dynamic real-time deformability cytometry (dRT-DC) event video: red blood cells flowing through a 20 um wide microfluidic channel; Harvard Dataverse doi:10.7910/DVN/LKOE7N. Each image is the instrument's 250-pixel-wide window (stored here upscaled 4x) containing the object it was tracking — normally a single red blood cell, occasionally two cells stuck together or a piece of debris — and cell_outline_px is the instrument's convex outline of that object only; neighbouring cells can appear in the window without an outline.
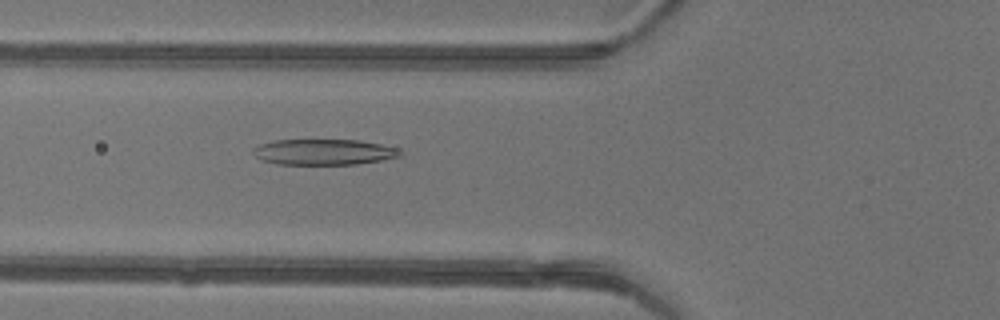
{"species": "common noctule bat (a hibernating species)", "species_latin": "Nyctalus noctula", "temperature_condition": "warm", "stored_images_in_passage": 47, "camera_frame_rate_fps": 3000, "um_per_image_px": 0.085, "animal": {"sex": "female"}, "frame": {"image": 1, "passage_image": 18, "time_ms": 5.667, "image_size_px": [1000, 320], "cell_outline_px": [[404, 152], [400, 156], [380, 160], [356, 164], [276, 164], [260, 160], [252, 152], [252, 148], [260, 144], [276, 140], [360, 140], [380, 144], [396, 148]], "centroid_in_image_um": [27.49, 12.92], "position_along_channel_um": 98.3, "area_um2": 22.02}}
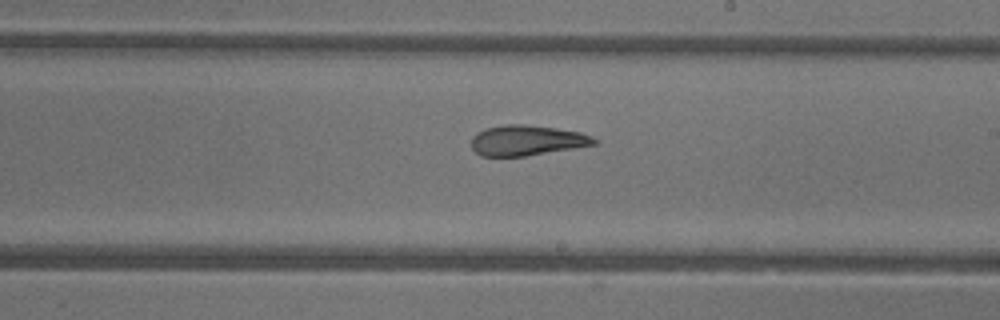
{"frame": {"image": 2, "passage_image": 28, "time_ms": 9.0, "image_size_px": [1000, 320], "cell_outline_px": [[596, 144], [524, 156], [480, 156], [472, 148], [472, 136], [476, 132], [484, 128], [504, 124], [524, 124], [556, 128], [580, 132], [592, 136], [596, 140]], "centroid_in_image_um": [44.73, 11.92], "position_along_channel_um": 244.3, "area_um2": 21.62}}
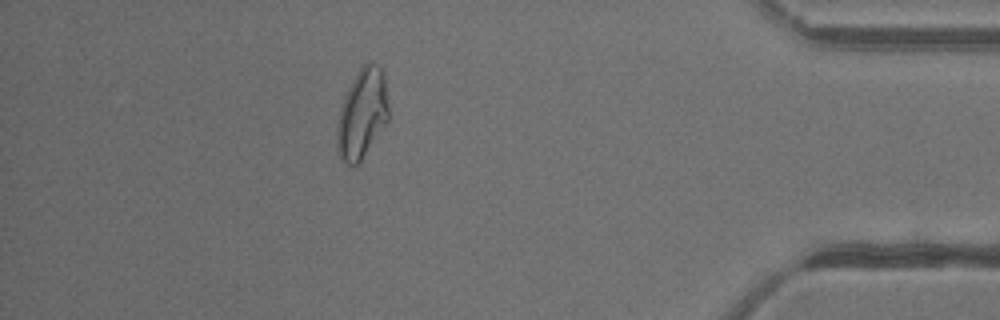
{"frame": {"image": 3, "passage_image": 42, "time_ms": 13.667, "image_size_px": [1000, 320], "cell_outline_px": [[388, 120], [360, 164], [352, 168], [340, 156], [336, 144], [336, 124], [340, 108], [344, 96], [352, 80], [360, 68], [368, 60], [376, 64], [380, 68], [384, 76], [388, 104]], "centroid_in_image_um": [30.76, 9.71], "position_along_channel_um": 404.4, "area_um2": 27.17}, "authors_computed_cell_mechanics": {"area_um2": 25.3742, "velocity_mm_per_s": 4.3657, "shape_relaxation_time_tau1_ms": 9.1793, "shape_relaxation_time_tau2_ms": 1.6303, "deformation_change_tau1": 0.2799, "deformation_change_tau2": 0.1039}}